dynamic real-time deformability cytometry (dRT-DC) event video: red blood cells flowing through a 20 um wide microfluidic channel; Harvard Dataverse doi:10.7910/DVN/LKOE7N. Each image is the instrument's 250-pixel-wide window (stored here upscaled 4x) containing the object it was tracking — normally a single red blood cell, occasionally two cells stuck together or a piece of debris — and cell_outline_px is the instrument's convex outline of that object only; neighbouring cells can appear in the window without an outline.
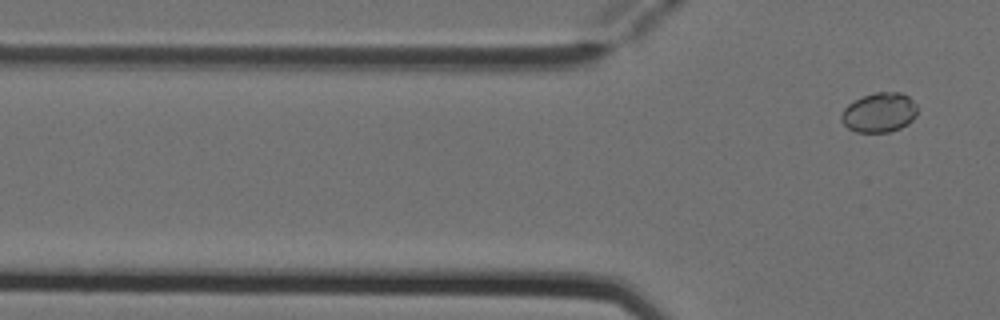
{"species": "Egyptian fruit bat (a non-hibernating species)", "species_latin": "Rousettus aegyptiacus", "temperature_condition": "cold", "stored_images_in_passage": 3, "camera_frame_rate_fps": 3000, "um_per_image_px": 0.085, "animal": {"sex": "female"}, "frame": {"image": 1, "passage_image": 3, "time_ms": 0.667, "image_size_px": [1000, 320], "cell_outline_px": [[916, 116], [908, 124], [900, 128], [888, 132], [856, 132], [848, 128], [840, 120], [840, 116], [844, 108], [848, 104], [864, 96], [876, 92], [900, 92], [908, 96], [916, 104]], "centroid_in_image_um": [74.73, 9.57], "position_along_channel_um": 51.1, "area_um2": 17.51}}